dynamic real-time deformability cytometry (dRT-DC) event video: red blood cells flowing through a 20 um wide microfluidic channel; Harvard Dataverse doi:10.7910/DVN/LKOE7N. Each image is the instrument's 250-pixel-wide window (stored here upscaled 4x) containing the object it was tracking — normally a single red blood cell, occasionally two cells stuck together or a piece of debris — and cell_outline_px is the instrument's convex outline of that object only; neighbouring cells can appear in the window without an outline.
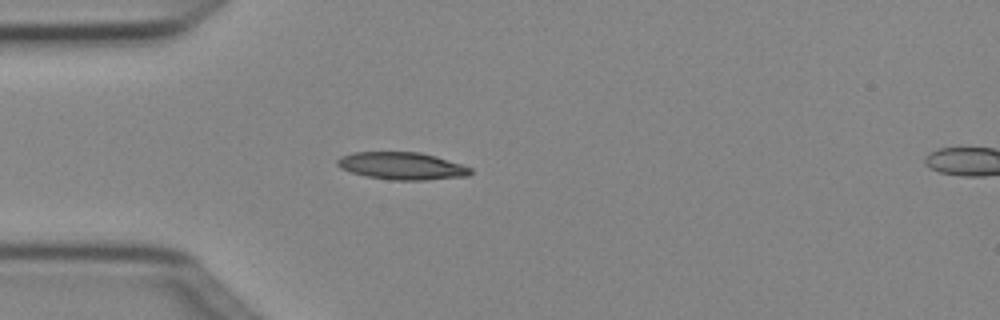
{"species": "Egyptian fruit bat (a non-hibernating species)", "species_latin": "Rousettus aegyptiacus", "temperature_condition": "cold", "stored_images_in_passage": 2, "segment_of_instrument_passage": [1, 2], "camera_frame_rate_fps": 3000, "um_per_image_px": 0.085, "animal": {"sex": "female"}, "frame": {"image": 1, "passage_image": 1, "time_ms": 0.0, "image_size_px": [1000, 320], "cell_outline_px": [[472, 172], [468, 176], [424, 180], [392, 180], [368, 176], [352, 172], [340, 168], [336, 164], [336, 160], [340, 156], [352, 152], [420, 152], [436, 156], [472, 168]], "centroid_in_image_um": [34.15, 14.1], "position_along_channel_um": 50.9, "area_um2": 21.21}}